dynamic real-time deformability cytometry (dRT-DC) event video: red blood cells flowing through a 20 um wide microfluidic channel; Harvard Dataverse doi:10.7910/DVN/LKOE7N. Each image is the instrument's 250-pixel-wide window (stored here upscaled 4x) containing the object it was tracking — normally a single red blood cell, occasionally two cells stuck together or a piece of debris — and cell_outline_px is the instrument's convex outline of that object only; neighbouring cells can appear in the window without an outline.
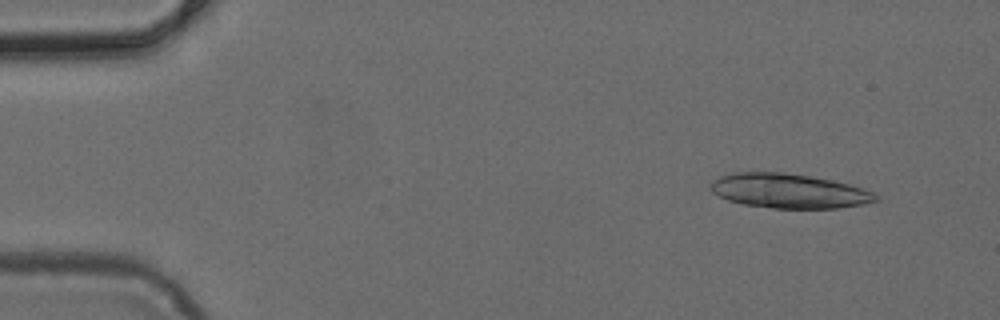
{"species": "common noctule bat (a hibernating species)", "species_latin": "Nyctalus noctula", "temperature_condition": "cold", "stored_images_in_passage": 25, "camera_frame_rate_fps": 3000, "um_per_image_px": 0.085, "animal": {"sex": "female", "body_mass_g": 24.6, "forearm_length_mm": 56.2}, "frame": {"image": 1, "passage_image": 4, "time_ms": 1.0, "image_size_px": [1000, 320], "cell_outline_px": [[880, 200], [864, 204], [840, 208], [772, 208], [744, 204], [728, 200], [712, 192], [708, 188], [708, 184], [712, 180], [720, 176], [736, 172], [784, 172], [812, 176], [832, 180], [848, 184], [872, 192], [880, 196]], "centroid_in_image_um": [67.04, 16.22], "position_along_channel_um": 18.0, "area_um2": 33.35}}